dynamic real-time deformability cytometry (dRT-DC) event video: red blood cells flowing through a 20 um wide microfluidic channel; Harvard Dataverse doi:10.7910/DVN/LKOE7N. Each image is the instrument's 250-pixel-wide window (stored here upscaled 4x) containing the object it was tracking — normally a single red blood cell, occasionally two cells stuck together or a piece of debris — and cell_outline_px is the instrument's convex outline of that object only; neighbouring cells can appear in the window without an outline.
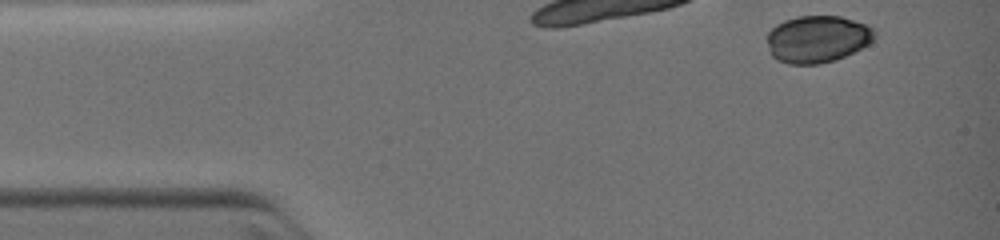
{"species": "common noctule bat (a hibernating species)", "species_latin": "Nyctalus noctula", "temperature_condition": "warm", "stored_images_in_passage": 12, "camera_frame_rate_fps": 3000, "um_per_image_px": 0.085, "animal": {"sex": "female", "body_mass_g": 19.0, "forearm_length_mm": 51.5}, "frame": {"image": 1, "passage_image": 1, "time_ms": 0.0, "image_size_px": [1000, 240], "cell_outline_px": [[876, 36], [868, 44], [836, 60], [820, 64], [788, 64], [776, 60], [772, 56], [768, 44], [768, 32], [776, 24], [784, 20], [796, 16], [840, 16], [864, 24], [872, 28], [876, 32]], "centroid_in_image_um": [69.45, 3.32], "position_along_channel_um": 15.5, "area_um2": 29.42}}